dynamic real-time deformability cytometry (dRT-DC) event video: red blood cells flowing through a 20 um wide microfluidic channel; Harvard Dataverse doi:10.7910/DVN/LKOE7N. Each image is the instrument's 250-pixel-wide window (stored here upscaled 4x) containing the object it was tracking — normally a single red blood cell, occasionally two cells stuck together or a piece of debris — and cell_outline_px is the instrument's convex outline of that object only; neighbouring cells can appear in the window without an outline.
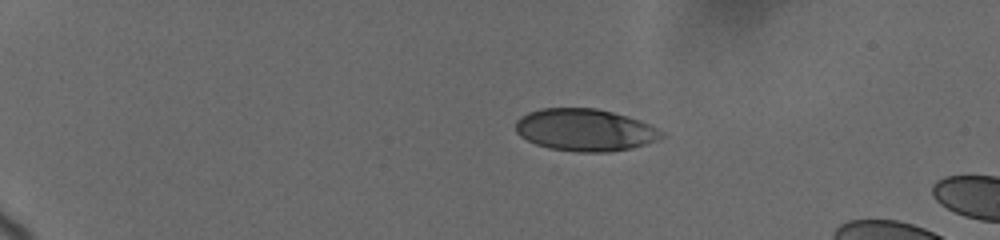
{"species": "human", "species_latin": "Homo sapiens", "temperature_condition": "cold", "stored_images_in_passage": 8, "camera_frame_rate_fps": 3000, "um_per_image_px": 0.085, "donor": {"sex": "female"}, "frame": {"image": 1, "passage_image": 1, "time_ms": 0.0, "image_size_px": [1000, 240], "cell_outline_px": [[664, 136], [656, 140], [632, 148], [608, 152], [576, 152], [548, 148], [536, 144], [520, 136], [516, 132], [516, 120], [520, 116], [528, 112], [540, 108], [596, 108], [612, 112], [640, 120], [664, 132]], "centroid_in_image_um": [49.69, 11.04], "position_along_channel_um": 35.3, "area_um2": 35.89}}